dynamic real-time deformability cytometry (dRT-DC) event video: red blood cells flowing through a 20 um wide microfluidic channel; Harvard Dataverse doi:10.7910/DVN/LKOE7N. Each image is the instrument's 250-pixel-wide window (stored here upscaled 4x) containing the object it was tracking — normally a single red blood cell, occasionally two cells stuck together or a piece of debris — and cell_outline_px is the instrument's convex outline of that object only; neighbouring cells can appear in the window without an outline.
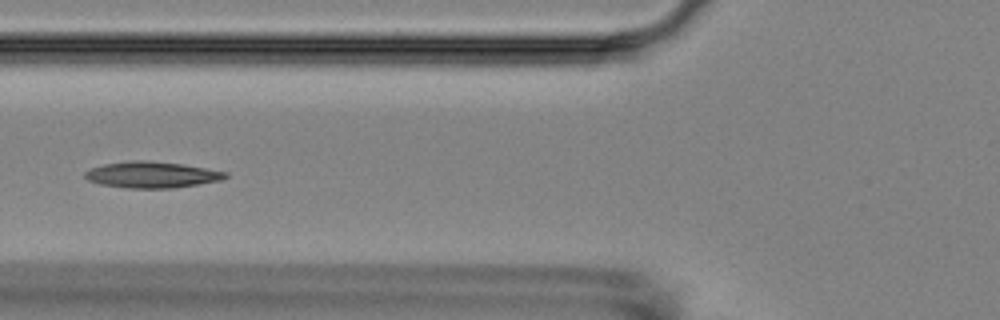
{"species": "Egyptian fruit bat (a non-hibernating species)", "species_latin": "Rousettus aegyptiacus", "temperature_condition": "room temperature", "stored_images_in_passage": 10, "camera_frame_rate_fps": 3000, "um_per_image_px": 0.085, "animal": {"sex": "female"}, "frame": {"image": 1, "passage_image": 6, "time_ms": 6.667, "image_size_px": [1000, 320], "cell_outline_px": [[228, 176], [220, 180], [172, 188], [124, 188], [100, 184], [88, 180], [84, 176], [84, 172], [92, 168], [104, 164], [132, 160], [148, 160], [184, 164], [228, 172]], "centroid_in_image_um": [12.89, 14.84], "position_along_channel_um": 112.9, "area_um2": 21.44}}
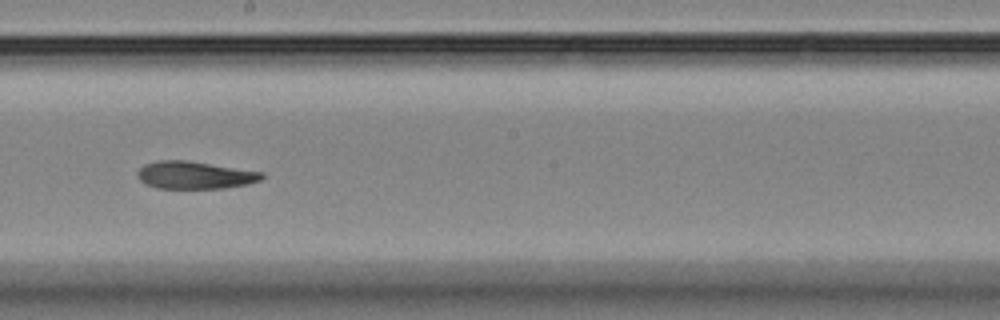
{"frame": {"image": 2, "passage_image": 9, "time_ms": 10.0, "image_size_px": [1000, 320], "cell_outline_px": [[264, 176], [260, 180], [248, 184], [224, 188], [156, 188], [144, 184], [136, 176], [136, 172], [144, 164], [160, 160], [188, 160], [264, 172]], "centroid_in_image_um": [16.53, 14.88], "position_along_channel_um": 231.7, "area_um2": 20.11}}
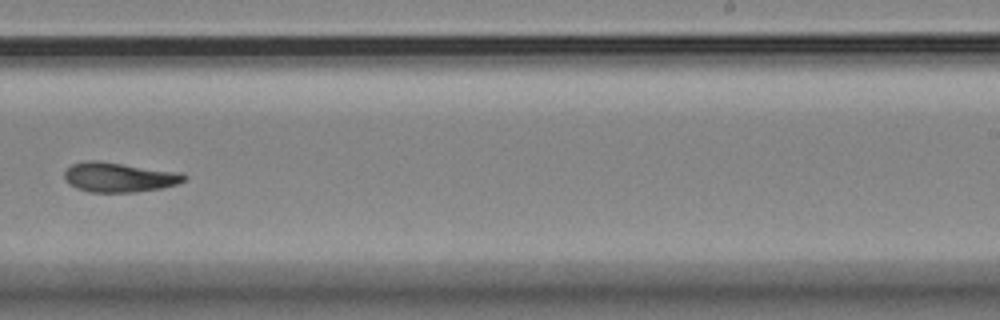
{"frame": {"image": 3, "passage_image": 10, "time_ms": 11.333, "image_size_px": [1000, 320], "cell_outline_px": [[188, 176], [180, 184], [160, 188], [136, 192], [88, 192], [76, 188], [68, 184], [64, 180], [64, 172], [72, 164], [84, 160], [96, 160], [180, 172]], "centroid_in_image_um": [10.1, 15.06], "position_along_channel_um": 278.9, "area_um2": 20.87}}